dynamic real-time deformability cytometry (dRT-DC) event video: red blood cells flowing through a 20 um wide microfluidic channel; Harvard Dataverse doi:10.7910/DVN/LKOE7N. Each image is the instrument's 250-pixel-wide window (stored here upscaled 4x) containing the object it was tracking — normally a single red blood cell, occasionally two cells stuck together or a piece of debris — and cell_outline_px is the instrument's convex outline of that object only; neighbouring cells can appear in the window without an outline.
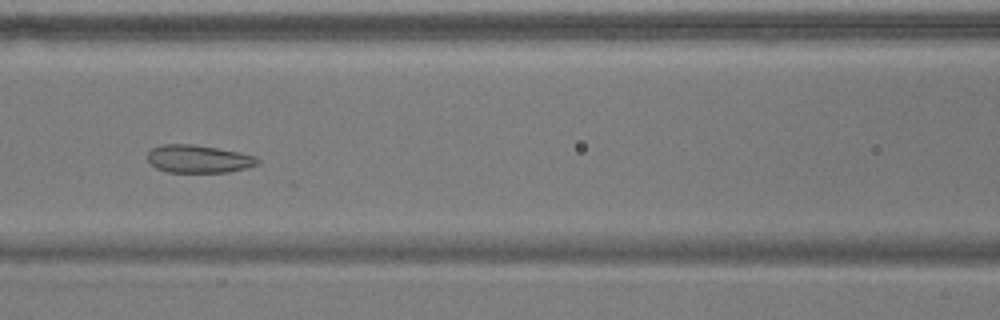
{"species": "common noctule bat (a hibernating species)", "species_latin": "Nyctalus noctula", "temperature_condition": "warm", "stored_images_in_passage": 42, "camera_frame_rate_fps": 3000, "um_per_image_px": 0.085, "animal": {"sex": "male", "body_mass_g": 17.9}, "frame": {"image": 1, "passage_image": 11, "time_ms": 3.333, "image_size_px": [1000, 320], "cell_outline_px": [[260, 164], [248, 168], [228, 172], [168, 172], [156, 168], [148, 160], [148, 152], [152, 148], [164, 144], [192, 144], [240, 152], [256, 156], [260, 160]], "centroid_in_image_um": [16.92, 13.51], "position_along_channel_um": 149.7, "area_um2": 17.92}}
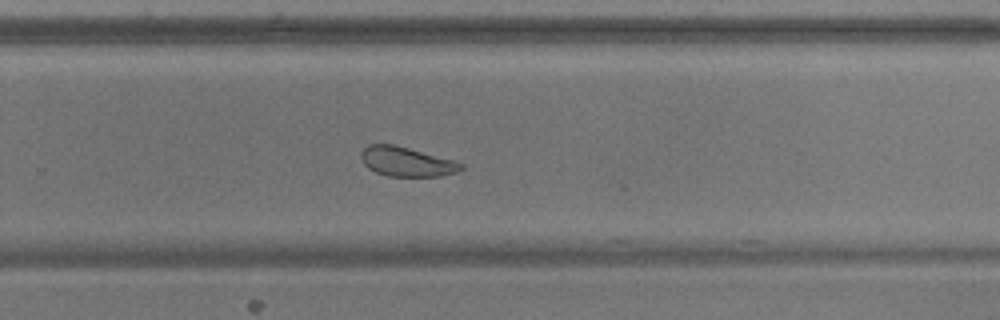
{"frame": {"image": 2, "passage_image": 23, "time_ms": 7.333, "image_size_px": [1000, 320], "cell_outline_px": [[464, 168], [456, 172], [440, 176], [388, 176], [376, 172], [368, 168], [364, 164], [360, 156], [360, 152], [368, 144], [392, 144], [456, 160], [464, 164]], "centroid_in_image_um": [34.57, 13.74], "position_along_channel_um": 295.2, "area_um2": 17.22}}
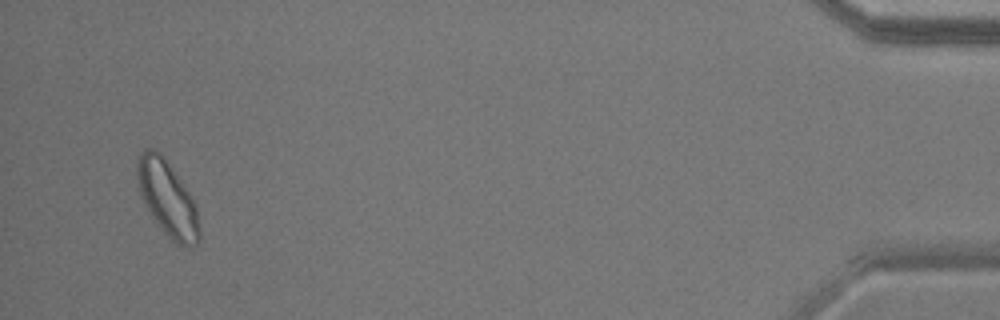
{"frame": {"image": 3, "passage_image": 40, "time_ms": 13.0, "image_size_px": [1000, 320], "cell_outline_px": [[200, 240], [196, 244], [176, 244], [164, 232], [152, 216], [140, 192], [136, 168], [140, 152], [144, 148], [152, 148], [160, 152], [188, 192], [196, 204], [200, 228]], "centroid_in_image_um": [14.24, 16.86], "position_along_channel_um": 421.0, "area_um2": 26.53}}